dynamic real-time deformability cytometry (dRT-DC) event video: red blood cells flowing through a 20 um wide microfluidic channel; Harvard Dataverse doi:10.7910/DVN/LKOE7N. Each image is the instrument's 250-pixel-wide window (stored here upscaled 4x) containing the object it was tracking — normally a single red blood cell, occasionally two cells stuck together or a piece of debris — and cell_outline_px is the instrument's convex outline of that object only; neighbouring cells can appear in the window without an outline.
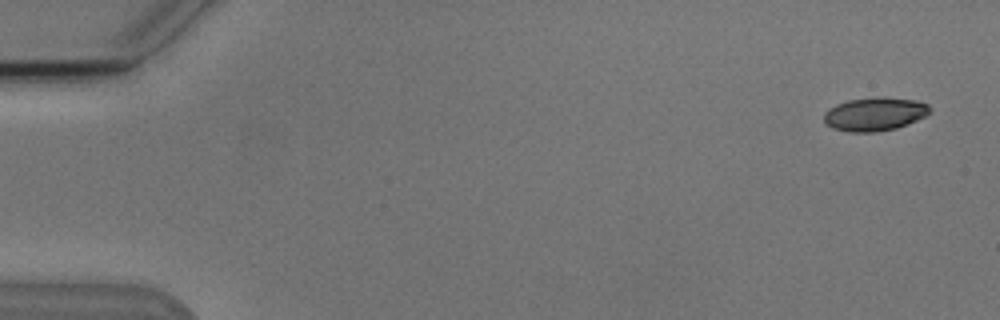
{"species": "Egyptian fruit bat (a non-hibernating species)", "species_latin": "Rousettus aegyptiacus", "temperature_condition": "cold", "stored_images_in_passage": 5, "camera_frame_rate_fps": 3000, "um_per_image_px": 0.085, "animal": {"sex": "male"}, "frame": {"image": 1, "passage_image": 1, "time_ms": 0.0, "image_size_px": [1000, 320], "cell_outline_px": [[932, 112], [908, 124], [896, 128], [876, 132], [848, 132], [832, 128], [824, 120], [824, 112], [828, 108], [836, 104], [848, 100], [884, 96], [916, 100], [928, 104], [932, 108]], "centroid_in_image_um": [74.37, 9.69], "position_along_channel_um": 10.6, "area_um2": 20.87}}
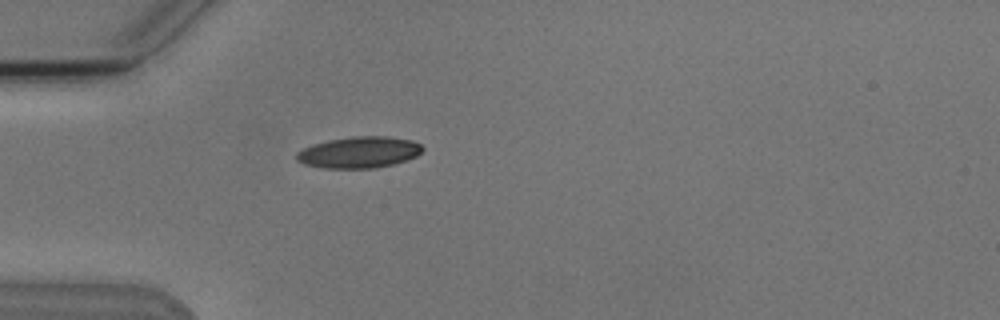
{"frame": {"image": 2, "passage_image": 5, "time_ms": 4.667, "image_size_px": [1000, 320], "cell_outline_px": [[424, 148], [416, 156], [392, 164], [376, 168], [324, 168], [304, 164], [296, 160], [296, 152], [312, 144], [328, 140], [352, 136], [388, 136], [412, 140], [420, 144]], "centroid_in_image_um": [30.5, 12.94], "position_along_channel_um": 54.5, "area_um2": 23.0}}